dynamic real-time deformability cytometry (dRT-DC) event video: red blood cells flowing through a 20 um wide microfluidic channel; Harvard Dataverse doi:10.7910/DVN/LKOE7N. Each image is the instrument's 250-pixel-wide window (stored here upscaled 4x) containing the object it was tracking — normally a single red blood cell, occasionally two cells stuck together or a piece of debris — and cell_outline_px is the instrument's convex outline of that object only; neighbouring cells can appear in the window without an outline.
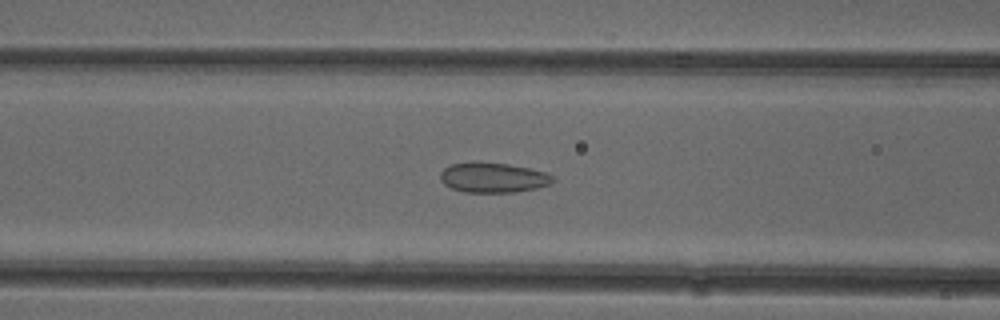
{"species": "common noctule bat (a hibernating species)", "species_latin": "Nyctalus noctula", "temperature_condition": "cold", "stored_images_in_passage": 52, "camera_frame_rate_fps": 3000, "um_per_image_px": 0.085, "animal": {"sex": "female"}, "frame": {"image": 1, "passage_image": 21, "time_ms": 6.667, "image_size_px": [1000, 320], "cell_outline_px": [[556, 180], [552, 184], [536, 188], [512, 192], [464, 192], [452, 188], [444, 184], [440, 180], [440, 172], [444, 168], [452, 164], [476, 160], [480, 160], [508, 164], [528, 168], [544, 172], [552, 176]], "centroid_in_image_um": [41.89, 15.07], "position_along_channel_um": 124.7, "area_um2": 19.94}}
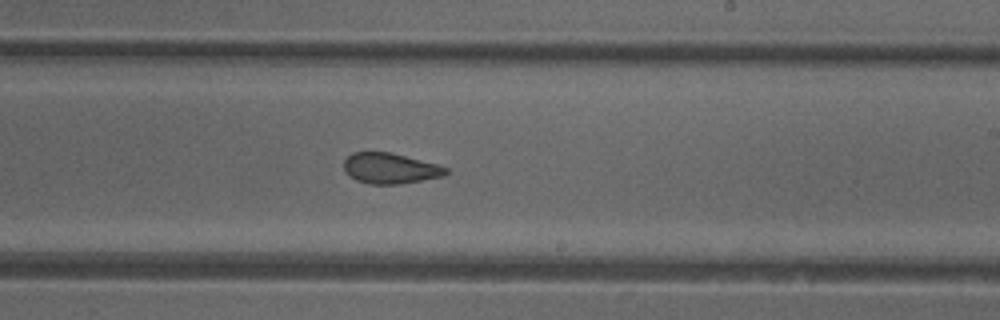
{"frame": {"image": 2, "passage_image": 31, "time_ms": 10.0, "image_size_px": [1000, 320], "cell_outline_px": [[448, 172], [444, 176], [396, 184], [368, 184], [356, 180], [348, 176], [344, 168], [344, 160], [352, 152], [392, 152], [436, 164], [448, 168]], "centroid_in_image_um": [33.13, 14.3], "position_along_channel_um": 255.9, "area_um2": 18.15}}
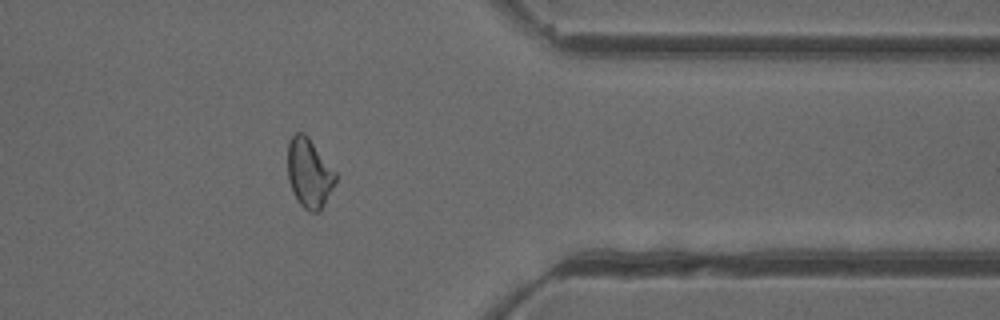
{"frame": {"image": 3, "passage_image": 42, "time_ms": 13.667, "image_size_px": [1000, 320], "cell_outline_px": [[336, 180], [320, 212], [312, 212], [304, 208], [296, 200], [288, 180], [288, 144], [292, 136], [296, 132], [304, 132], [308, 136], [336, 172]], "centroid_in_image_um": [26.27, 14.71], "position_along_channel_um": 385.1, "area_um2": 19.25}, "authors_computed_cell_mechanics": {"area_um2": 19.9988, "velocity_mm_per_s": 3.944, "shape_relaxation_time_tau1_ms": null, "shape_relaxation_time_tau2_ms": 1.7075, "deformation_change_tau1": null, "deformation_change_tau2": 0.0685}}